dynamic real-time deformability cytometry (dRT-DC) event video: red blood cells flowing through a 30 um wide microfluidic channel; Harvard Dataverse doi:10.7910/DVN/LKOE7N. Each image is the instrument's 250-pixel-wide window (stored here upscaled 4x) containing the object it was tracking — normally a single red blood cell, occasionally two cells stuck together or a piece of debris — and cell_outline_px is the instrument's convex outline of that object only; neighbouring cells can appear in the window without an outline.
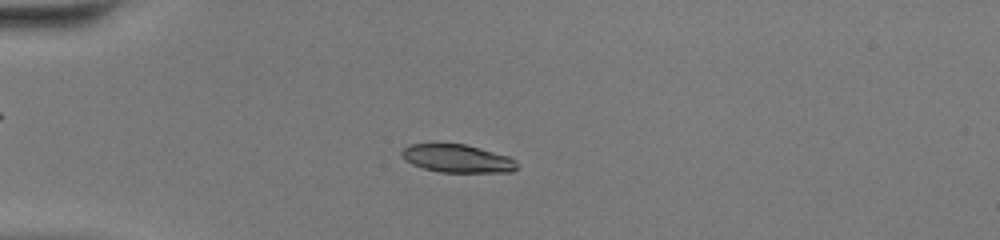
{"species": "common noctule bat (a hibernating species)", "species_latin": "Nyctalus noctula", "temperature_condition": "warm", "stored_images_in_passage": 48, "camera_frame_rate_fps": 3000, "um_per_image_px": 0.085, "animal": {"sex": "female", "body_mass_g": 20.0, "forearm_length_mm": 54.0}, "frame": {"image": 1, "passage_image": 14, "time_ms": 4.333, "image_size_px": [1000, 240], "cell_outline_px": [[520, 168], [512, 172], [440, 172], [424, 168], [412, 164], [404, 160], [400, 152], [408, 144], [464, 144], [480, 148], [508, 156], [516, 160], [520, 164]], "centroid_in_image_um": [38.91, 13.48], "position_along_channel_um": 46.1, "area_um2": 18.96}}
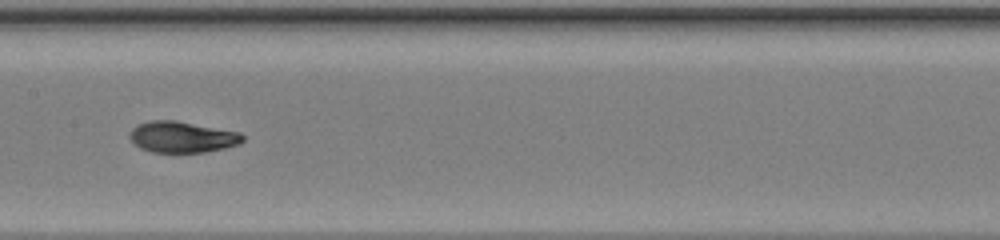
{"frame": {"image": 2, "passage_image": 26, "time_ms": 8.333, "image_size_px": [1000, 240], "cell_outline_px": [[244, 140], [240, 144], [224, 148], [204, 152], [152, 152], [140, 148], [128, 136], [132, 128], [136, 124], [148, 120], [176, 120], [240, 132], [244, 136]], "centroid_in_image_um": [15.48, 11.63], "position_along_channel_um": 191.9, "area_um2": 20.63}}
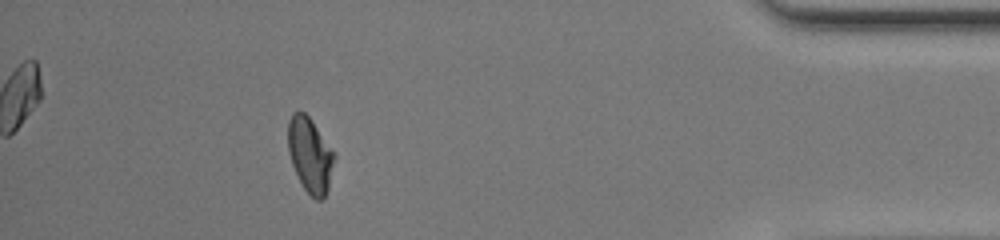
{"frame": {"image": 3, "passage_image": 44, "time_ms": 14.333, "image_size_px": [1000, 240], "cell_outline_px": [[336, 156], [328, 188], [324, 200], [316, 200], [304, 188], [292, 164], [288, 152], [288, 120], [292, 112], [304, 112], [312, 120], [336, 152]], "centroid_in_image_um": [26.38, 13.15], "position_along_channel_um": 408.8, "area_um2": 20.4}, "authors_computed_cell_mechanics": {"area_um2": 20.2011, "velocity_mm_per_s": 4.3699, "shape_relaxation_time_tau1_ms": 3.3823, "shape_relaxation_time_tau2_ms": 1.4035, "deformation_change_tau1": 0.1744, "deformation_change_tau2": 0.0432}}